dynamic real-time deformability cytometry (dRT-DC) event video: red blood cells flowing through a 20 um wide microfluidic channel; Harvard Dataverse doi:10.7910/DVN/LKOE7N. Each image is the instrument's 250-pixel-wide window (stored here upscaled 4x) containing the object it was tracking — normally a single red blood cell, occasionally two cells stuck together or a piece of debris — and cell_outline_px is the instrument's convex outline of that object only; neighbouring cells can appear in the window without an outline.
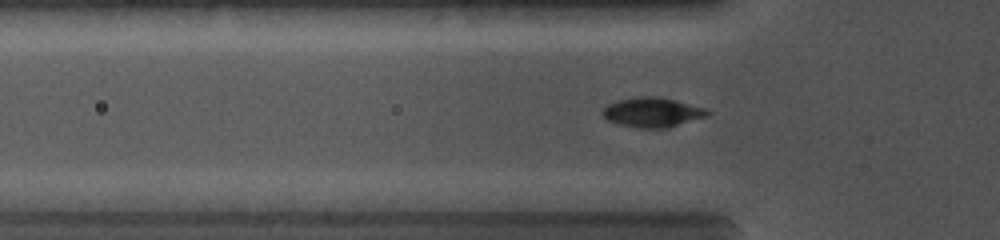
{"species": "common noctule bat (a hibernating species)", "species_latin": "Nyctalus noctula", "temperature_condition": "cold", "stored_images_in_passage": 32, "camera_frame_rate_fps": 5000, "um_per_image_px": 0.085, "animal": {"sex": "female", "body_mass_g": 19.0, "forearm_length_mm": 56.7}, "frame": {"image": 1, "passage_image": 10, "time_ms": 4.0, "image_size_px": [1000, 240], "cell_outline_px": [[712, 112], [708, 116], [668, 128], [640, 128], [620, 124], [608, 120], [600, 112], [608, 104], [620, 100], [636, 96], [656, 96], [676, 100], [704, 108]], "centroid_in_image_um": [55.47, 9.54], "position_along_channel_um": 70.3, "area_um2": 18.09}}
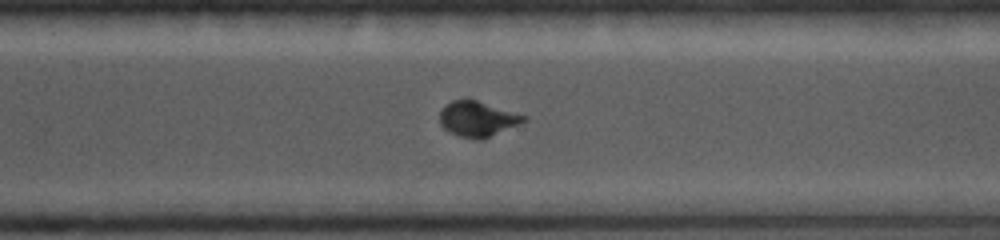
{"frame": {"image": 2, "passage_image": 23, "time_ms": 9.6, "image_size_px": [1000, 240], "cell_outline_px": [[528, 120], [484, 140], [476, 140], [460, 136], [444, 128], [440, 124], [440, 112], [452, 100], [476, 100], [528, 116]], "centroid_in_image_um": [40.64, 10.13], "position_along_channel_um": 330.0, "area_um2": 17.17}}
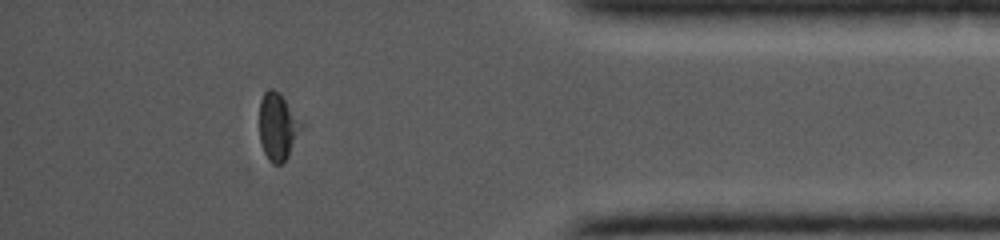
{"frame": {"image": 3, "passage_image": 28, "time_ms": 11.8, "image_size_px": [1000, 240], "cell_outline_px": [[304, 128], [288, 156], [280, 164], [272, 164], [268, 160], [264, 152], [260, 140], [260, 100], [264, 92], [268, 88], [272, 88], [280, 92], [304, 124]], "centroid_in_image_um": [23.64, 10.74], "position_along_channel_um": 411.6, "area_um2": 16.7}}